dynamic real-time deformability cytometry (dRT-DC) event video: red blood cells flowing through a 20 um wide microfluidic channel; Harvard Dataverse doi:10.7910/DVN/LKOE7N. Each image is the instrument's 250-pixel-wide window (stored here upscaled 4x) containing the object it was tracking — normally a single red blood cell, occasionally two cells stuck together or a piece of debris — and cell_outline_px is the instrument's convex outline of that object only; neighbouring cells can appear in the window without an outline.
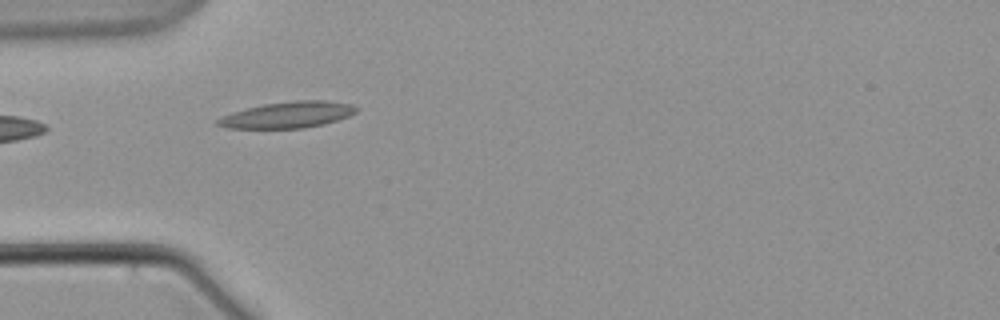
{"species": "common noctule bat (a hibernating species)", "species_latin": "Nyctalus noctula", "temperature_condition": "warm", "stored_images_in_passage": 7, "camera_frame_rate_fps": 3000, "um_per_image_px": 0.085, "animal": {"sex": "male", "body_mass_g": 21.5, "forearm_length_mm": 52.0}, "frame": {"image": 1, "passage_image": 6, "time_ms": 6.0, "image_size_px": [1000, 320], "cell_outline_px": [[356, 112], [348, 116], [324, 124], [304, 128], [228, 128], [216, 124], [216, 120], [232, 112], [264, 104], [296, 100], [324, 100], [352, 104], [356, 108]], "centroid_in_image_um": [24.47, 9.76], "position_along_channel_um": 60.5, "area_um2": 20.92}}
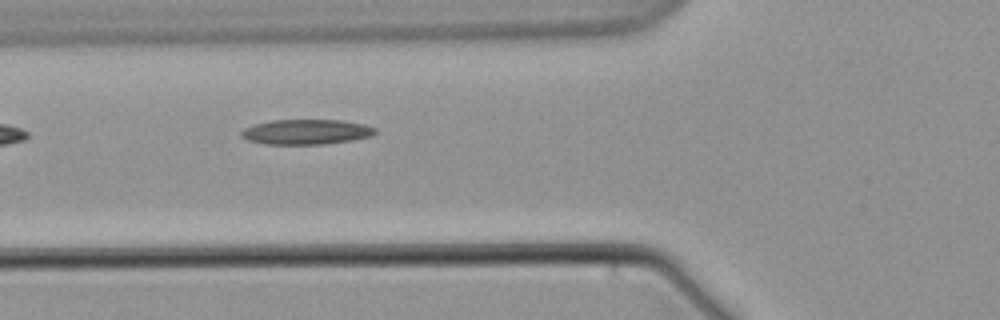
{"frame": {"image": 2, "passage_image": 7, "time_ms": 7.333, "image_size_px": [1000, 320], "cell_outline_px": [[376, 132], [372, 136], [352, 140], [324, 144], [264, 144], [248, 140], [240, 136], [240, 132], [244, 128], [256, 124], [272, 120], [340, 120], [364, 124], [376, 128]], "centroid_in_image_um": [26.03, 11.21], "position_along_channel_um": 99.8, "area_um2": 19.54}}